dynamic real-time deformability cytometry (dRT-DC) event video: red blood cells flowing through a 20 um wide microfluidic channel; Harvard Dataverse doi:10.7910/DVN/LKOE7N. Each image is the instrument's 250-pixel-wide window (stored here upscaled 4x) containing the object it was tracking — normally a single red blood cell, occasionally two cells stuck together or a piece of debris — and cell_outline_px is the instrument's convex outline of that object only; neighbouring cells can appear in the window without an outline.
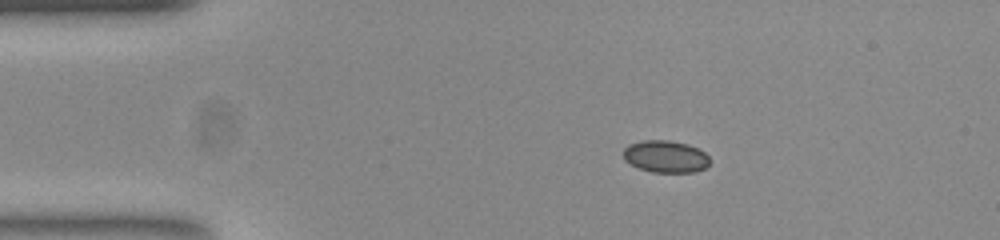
{"species": "common noctule bat (a hibernating species)", "species_latin": "Nyctalus noctula", "temperature_condition": "room temperature", "stored_images_in_passage": 45, "camera_frame_rate_fps": 3000, "um_per_image_px": 0.085, "animal": {"sex": "female", "body_mass_g": 23.0, "forearm_length_mm": 53.4}, "frame": {"image": 1, "passage_image": 1, "time_ms": 0.0, "image_size_px": [1000, 240], "cell_outline_px": [[708, 164], [704, 168], [692, 172], [652, 172], [640, 168], [624, 160], [624, 148], [628, 144], [644, 140], [668, 140], [688, 144], [704, 152], [708, 156]], "centroid_in_image_um": [56.55, 13.29], "position_along_channel_um": 28.5, "area_um2": 15.95}}
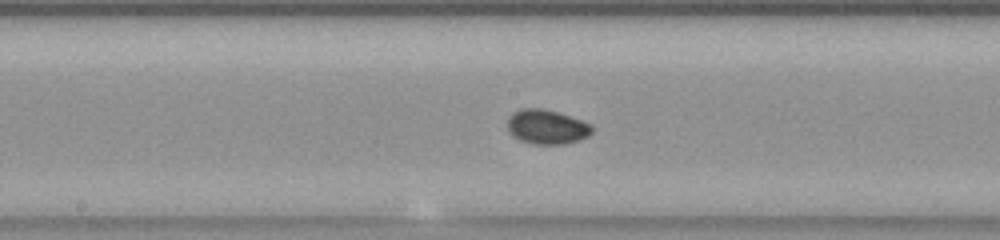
{"frame": {"image": 2, "passage_image": 19, "time_ms": 6.0, "image_size_px": [1000, 240], "cell_outline_px": [[592, 132], [588, 136], [580, 140], [564, 144], [532, 144], [520, 140], [512, 136], [508, 132], [508, 120], [512, 112], [520, 108], [540, 108], [556, 112], [592, 124]], "centroid_in_image_um": [46.45, 10.79], "position_along_channel_um": 201.7, "area_um2": 16.99}}
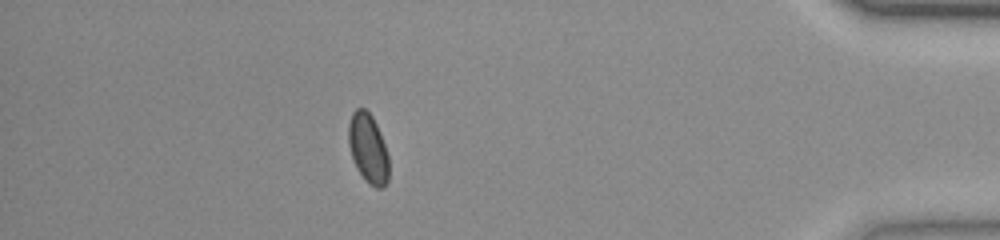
{"frame": {"image": 3, "passage_image": 39, "time_ms": 12.667, "image_size_px": [1000, 240], "cell_outline_px": [[388, 180], [380, 188], [376, 188], [356, 168], [348, 144], [348, 124], [352, 112], [356, 108], [364, 108], [372, 116], [376, 124], [384, 144], [388, 156]], "centroid_in_image_um": [31.26, 12.55], "position_along_channel_um": 403.9, "area_um2": 15.95}, "authors_computed_cell_mechanics": {"area_um2": 16.184, "velocity_mm_per_s": 3.7866, "shape_relaxation_time_tau1_ms": 1.8569, "shape_relaxation_time_tau2_ms": 8.1805, "deformation_change_tau1": 0.0614, "deformation_change_tau2": 0.0749}}